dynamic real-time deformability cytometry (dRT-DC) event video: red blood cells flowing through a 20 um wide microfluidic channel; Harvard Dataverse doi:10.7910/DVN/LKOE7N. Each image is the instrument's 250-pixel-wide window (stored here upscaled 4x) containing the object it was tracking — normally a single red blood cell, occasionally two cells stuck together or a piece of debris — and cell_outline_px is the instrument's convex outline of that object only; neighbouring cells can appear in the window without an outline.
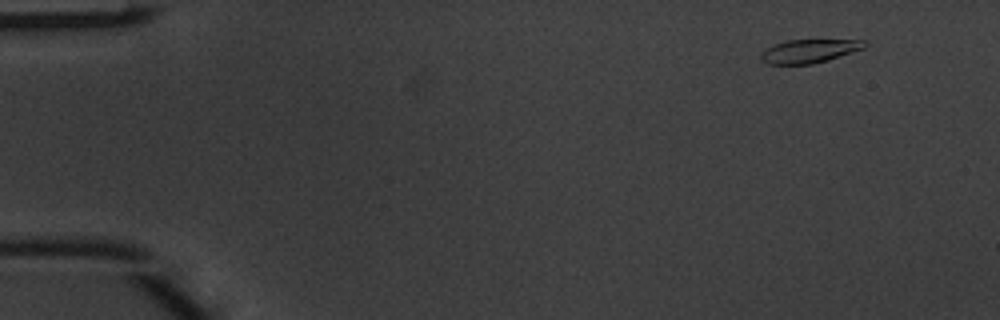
{"species": "common noctule bat (a hibernating species)", "species_latin": "Nyctalus noctula", "temperature_condition": "warm", "stored_images_in_passage": 6, "camera_frame_rate_fps": 3000, "um_per_image_px": 0.085, "animal": {"sex": "male", "body_mass_g": 20.1, "forearm_length_mm": 53.5}, "frame": {"image": 1, "passage_image": 2, "time_ms": 0.333, "image_size_px": [1000, 320], "cell_outline_px": [[868, 44], [864, 48], [828, 60], [812, 64], [768, 64], [760, 56], [768, 48], [776, 44], [788, 40], [868, 40]], "centroid_in_image_um": [68.86, 4.34], "position_along_channel_um": 16.1, "area_um2": 13.93}}